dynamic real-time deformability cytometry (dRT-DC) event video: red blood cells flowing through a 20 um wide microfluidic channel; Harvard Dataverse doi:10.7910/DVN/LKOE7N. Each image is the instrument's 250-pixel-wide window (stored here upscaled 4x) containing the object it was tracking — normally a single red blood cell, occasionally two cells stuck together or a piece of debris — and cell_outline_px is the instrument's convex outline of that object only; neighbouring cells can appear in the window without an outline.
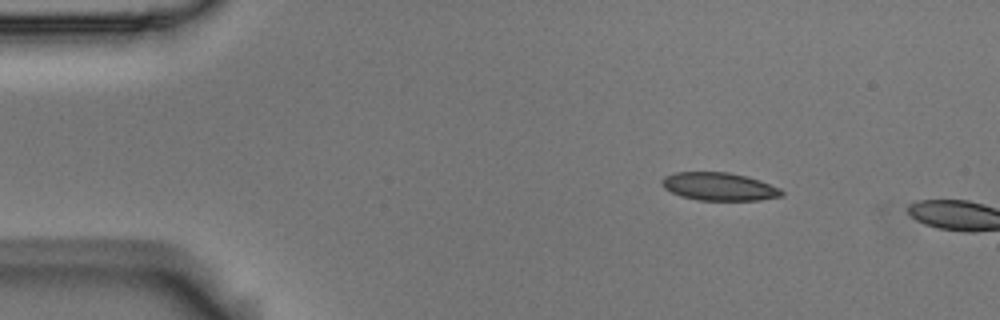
{"species": "Egyptian fruit bat (a non-hibernating species)", "species_latin": "Rousettus aegyptiacus", "temperature_condition": "room temperature", "stored_images_in_passage": 2, "camera_frame_rate_fps": 3000, "um_per_image_px": 0.085, "animal": {"sex": "male"}, "frame": {"image": 1, "passage_image": 1, "time_ms": 0.0, "image_size_px": [1000, 320], "cell_outline_px": [[784, 196], [760, 200], [700, 200], [680, 196], [664, 188], [660, 180], [664, 176], [676, 172], [728, 172], [748, 176], [760, 180], [780, 188], [784, 192]], "centroid_in_image_um": [61.14, 15.85], "position_along_channel_um": 23.9, "area_um2": 19.65}}